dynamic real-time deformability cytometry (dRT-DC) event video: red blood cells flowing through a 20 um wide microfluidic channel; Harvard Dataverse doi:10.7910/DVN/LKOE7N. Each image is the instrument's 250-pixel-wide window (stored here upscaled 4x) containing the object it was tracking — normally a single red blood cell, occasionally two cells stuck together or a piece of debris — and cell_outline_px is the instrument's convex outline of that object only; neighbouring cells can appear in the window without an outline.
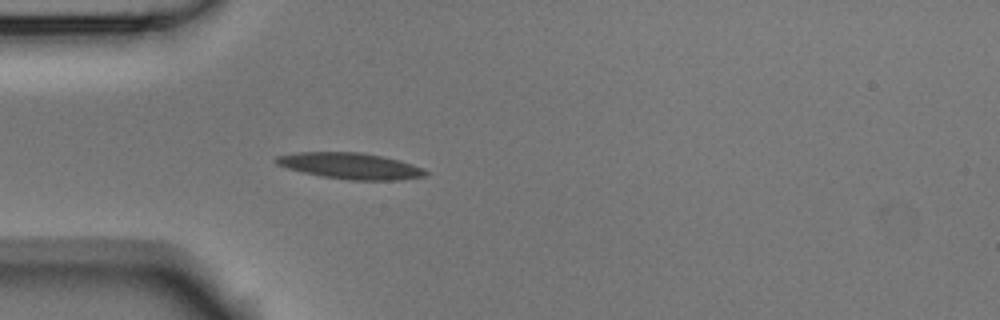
{"species": "Egyptian fruit bat (a non-hibernating species)", "species_latin": "Rousettus aegyptiacus", "temperature_condition": "room temperature", "stored_images_in_passage": 5, "camera_frame_rate_fps": 3000, "um_per_image_px": 0.085, "animal": {"sex": "male"}, "frame": {"image": 1, "passage_image": 5, "time_ms": 1.333, "image_size_px": [1000, 320], "cell_outline_px": [[432, 172], [428, 176], [396, 180], [348, 180], [320, 176], [288, 168], [276, 164], [272, 160], [276, 156], [296, 152], [364, 152], [400, 160], [424, 168]], "centroid_in_image_um": [29.83, 14.1], "position_along_channel_um": 55.2, "area_um2": 23.12}}